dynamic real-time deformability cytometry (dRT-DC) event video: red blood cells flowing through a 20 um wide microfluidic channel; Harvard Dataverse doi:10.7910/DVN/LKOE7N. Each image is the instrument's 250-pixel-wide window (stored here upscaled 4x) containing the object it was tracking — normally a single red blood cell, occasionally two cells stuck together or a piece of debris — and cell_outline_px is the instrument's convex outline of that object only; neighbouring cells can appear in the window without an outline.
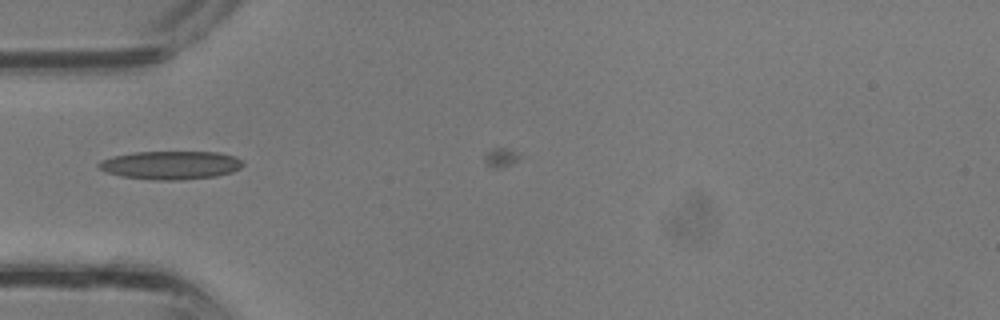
{"species": "common noctule bat (a hibernating species)", "species_latin": "Nyctalus noctula", "temperature_condition": "room temperature", "stored_images_in_passage": 7, "camera_frame_rate_fps": 3000, "um_per_image_px": 0.085, "animal": {"sex": "male", "body_mass_g": 13.3}, "frame": {"image": 1, "passage_image": 5, "time_ms": 1.333, "image_size_px": [1000, 320], "cell_outline_px": [[244, 164], [240, 168], [232, 172], [216, 176], [176, 180], [156, 180], [120, 176], [104, 172], [96, 164], [100, 160], [112, 156], [132, 152], [216, 152], [236, 156], [244, 160]], "centroid_in_image_um": [14.5, 14.03], "position_along_channel_um": 70.5, "area_um2": 24.04}}